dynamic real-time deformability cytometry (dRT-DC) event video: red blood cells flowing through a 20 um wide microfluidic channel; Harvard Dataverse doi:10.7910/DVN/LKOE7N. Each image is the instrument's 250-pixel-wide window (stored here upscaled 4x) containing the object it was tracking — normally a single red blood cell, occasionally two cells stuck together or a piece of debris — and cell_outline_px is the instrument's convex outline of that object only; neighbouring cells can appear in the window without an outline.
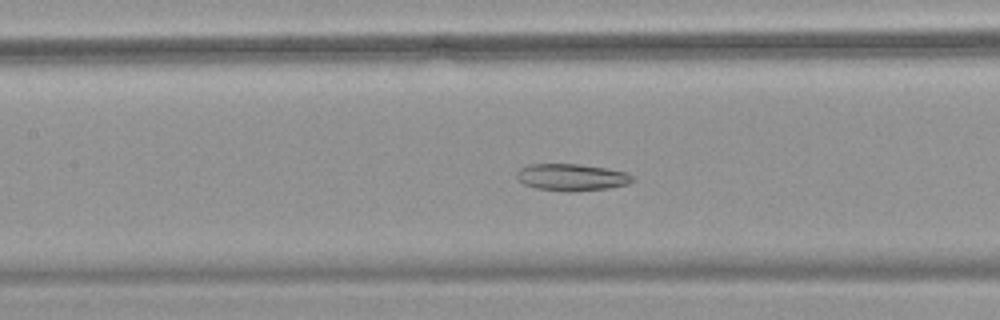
{"species": "common noctule bat (a hibernating species)", "species_latin": "Nyctalus noctula", "temperature_condition": "warm", "stored_images_in_passage": 51, "camera_frame_rate_fps": 3000, "um_per_image_px": 0.085, "animal": {"sex": "female", "body_mass_g": 18.4}, "frame": {"image": 1, "passage_image": 24, "time_ms": 7.667, "image_size_px": [1000, 320], "cell_outline_px": [[636, 180], [628, 184], [608, 188], [568, 192], [536, 188], [524, 184], [516, 176], [516, 172], [520, 168], [528, 164], [580, 164], [604, 168], [624, 172], [632, 176]], "centroid_in_image_um": [48.57, 15.07], "position_along_channel_um": 158.8, "area_um2": 18.09}}
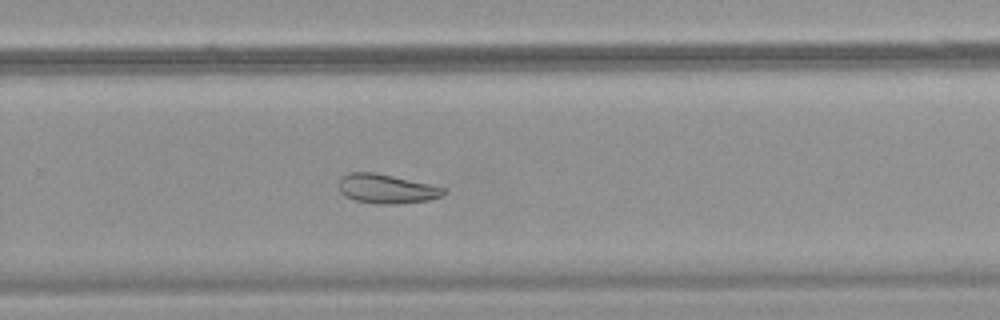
{"frame": {"image": 2, "passage_image": 34, "time_ms": 11.0, "image_size_px": [1000, 320], "cell_outline_px": [[448, 192], [440, 196], [428, 200], [396, 204], [376, 204], [356, 200], [344, 196], [340, 192], [336, 184], [340, 176], [348, 172], [376, 172], [428, 184], [444, 188]], "centroid_in_image_um": [32.77, 16.04], "position_along_channel_um": 297.0, "area_um2": 18.03}}
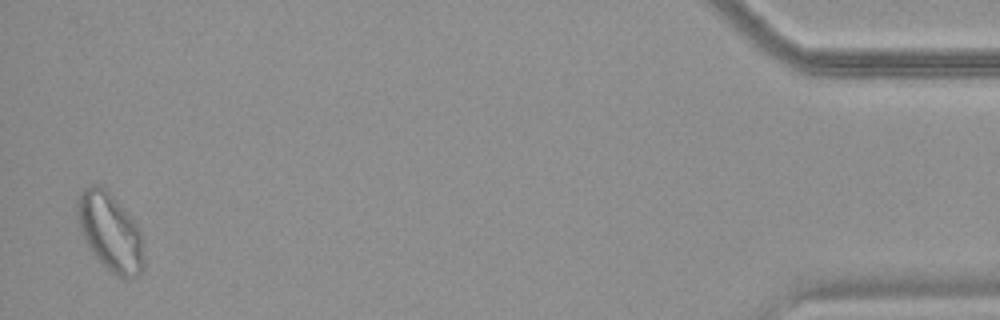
{"frame": {"image": 3, "passage_image": 49, "time_ms": 16.0, "image_size_px": [1000, 320], "cell_outline_px": [[144, 268], [136, 276], [120, 276], [112, 272], [92, 252], [84, 240], [80, 228], [76, 212], [76, 204], [80, 192], [84, 188], [92, 184], [100, 184], [108, 188], [136, 224], [140, 232], [144, 256]], "centroid_in_image_um": [9.34, 19.64], "position_along_channel_um": 425.9, "area_um2": 30.0}}